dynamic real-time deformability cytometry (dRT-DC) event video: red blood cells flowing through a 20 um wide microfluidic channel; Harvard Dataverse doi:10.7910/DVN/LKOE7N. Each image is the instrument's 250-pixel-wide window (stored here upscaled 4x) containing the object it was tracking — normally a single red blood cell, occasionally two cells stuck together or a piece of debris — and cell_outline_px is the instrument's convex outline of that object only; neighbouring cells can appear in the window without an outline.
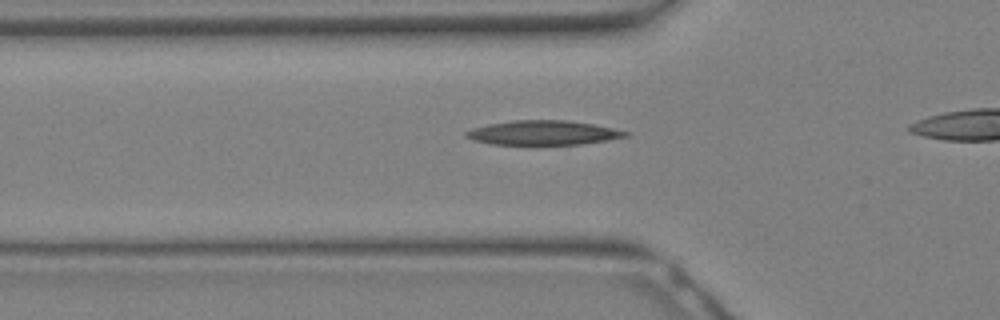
{"species": "Egyptian fruit bat (a non-hibernating species)", "species_latin": "Rousettus aegyptiacus", "temperature_condition": "warm", "stored_images_in_passage": 15, "camera_frame_rate_fps": 3000, "um_per_image_px": 0.085, "animal": {"sex": "female"}, "frame": {"image": 1, "passage_image": 2, "time_ms": 0.333, "image_size_px": [1000, 320], "cell_outline_px": [[632, 132], [628, 136], [608, 140], [580, 144], [492, 144], [472, 140], [464, 136], [464, 132], [472, 128], [488, 124], [516, 120], [564, 120], [592, 124]], "centroid_in_image_um": [46.15, 11.28], "position_along_channel_um": 79.6, "area_um2": 22.54}}
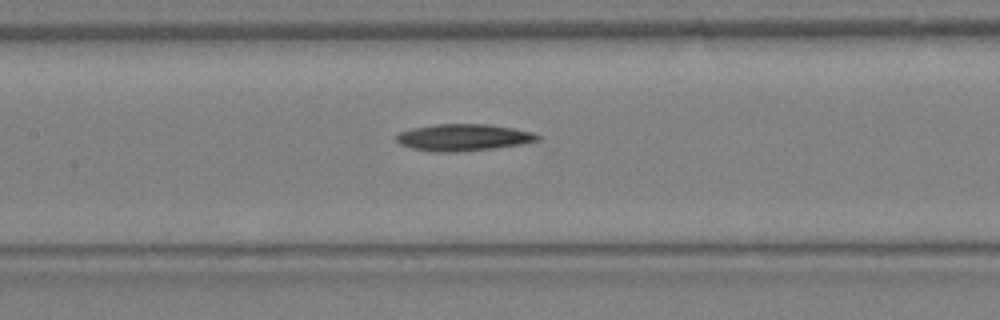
{"frame": {"image": 2, "passage_image": 6, "time_ms": 1.667, "image_size_px": [1000, 320], "cell_outline_px": [[540, 140], [524, 144], [492, 148], [448, 152], [440, 152], [412, 148], [400, 144], [396, 140], [396, 136], [400, 132], [412, 128], [436, 124], [488, 124], [512, 128], [532, 132], [540, 136]], "centroid_in_image_um": [39.4, 11.67], "position_along_channel_um": 168.0, "area_um2": 21.79}}
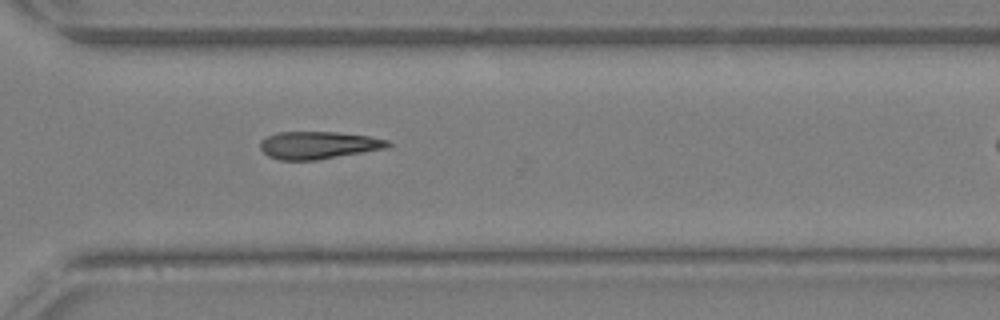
{"frame": {"image": 3, "passage_image": 14, "time_ms": 4.333, "image_size_px": [1000, 320], "cell_outline_px": [[392, 144], [388, 148], [316, 160], [280, 160], [268, 156], [260, 148], [260, 140], [276, 132], [340, 132], [368, 136], [388, 140]], "centroid_in_image_um": [27.06, 12.33], "position_along_channel_um": 343.5, "area_um2": 20.52}}